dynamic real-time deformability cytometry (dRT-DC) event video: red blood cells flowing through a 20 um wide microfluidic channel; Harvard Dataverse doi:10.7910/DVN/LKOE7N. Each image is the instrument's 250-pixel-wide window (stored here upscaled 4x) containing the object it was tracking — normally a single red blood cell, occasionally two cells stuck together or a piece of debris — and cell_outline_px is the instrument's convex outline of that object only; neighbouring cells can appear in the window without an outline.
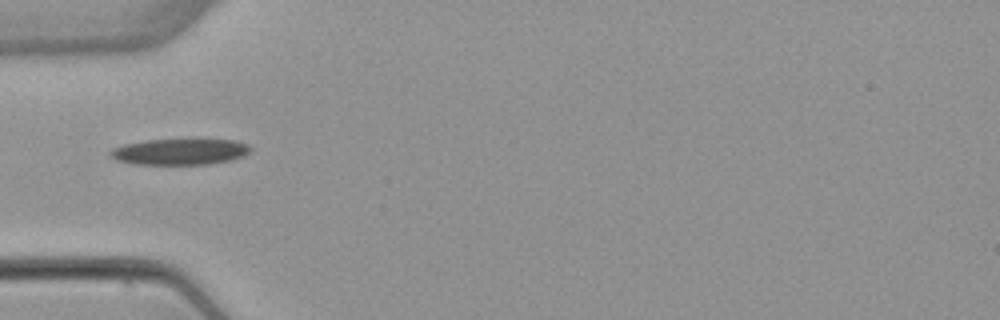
{"species": "common noctule bat (a hibernating species)", "species_latin": "Nyctalus noctula", "temperature_condition": "warm", "stored_images_in_passage": 3, "camera_frame_rate_fps": 3000, "um_per_image_px": 0.085, "animal": {"sex": "female", "body_mass_g": 22.7, "forearm_length_mm": 54.2}, "frame": {"image": 1, "passage_image": 3, "time_ms": 3.333, "image_size_px": [1000, 320], "cell_outline_px": [[252, 152], [244, 156], [232, 160], [208, 164], [132, 164], [116, 160], [108, 152], [112, 148], [124, 144], [148, 140], [232, 140], [248, 144], [252, 148]], "centroid_in_image_um": [15.31, 12.9], "position_along_channel_um": 69.7, "area_um2": 21.27}}